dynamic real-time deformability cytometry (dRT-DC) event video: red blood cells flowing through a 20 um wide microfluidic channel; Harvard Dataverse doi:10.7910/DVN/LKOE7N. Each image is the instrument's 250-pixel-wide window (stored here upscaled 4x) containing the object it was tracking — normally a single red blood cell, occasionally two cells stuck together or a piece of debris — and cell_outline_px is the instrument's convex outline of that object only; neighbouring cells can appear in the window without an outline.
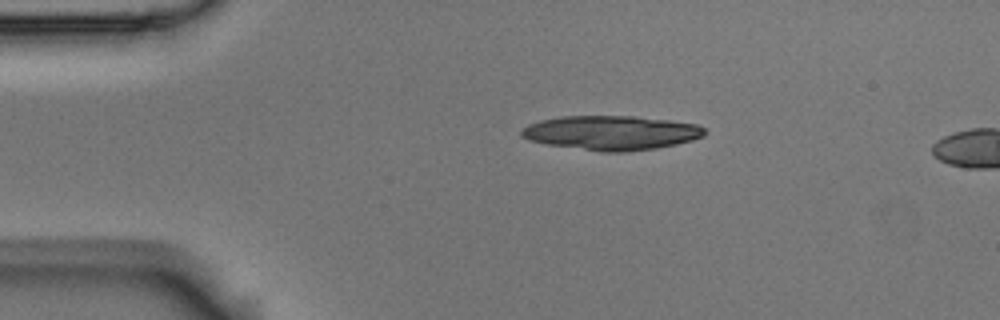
{"species": "Egyptian fruit bat (a non-hibernating species)", "species_latin": "Rousettus aegyptiacus", "temperature_condition": "room temperature", "stored_images_in_passage": 2, "camera_frame_rate_fps": 3000, "um_per_image_px": 0.085, "animal": {"sex": "male"}, "frame": {"image": 1, "passage_image": 1, "time_ms": 0.0, "image_size_px": [1000, 320], "cell_outline_px": [[704, 136], [692, 140], [676, 144], [656, 148], [624, 152], [600, 152], [548, 144], [528, 140], [520, 136], [520, 132], [528, 124], [540, 120], [560, 116], [636, 116], [668, 120], [696, 124], [704, 128]], "centroid_in_image_um": [51.93, 11.28], "position_along_channel_um": 33.1, "area_um2": 36.65}}